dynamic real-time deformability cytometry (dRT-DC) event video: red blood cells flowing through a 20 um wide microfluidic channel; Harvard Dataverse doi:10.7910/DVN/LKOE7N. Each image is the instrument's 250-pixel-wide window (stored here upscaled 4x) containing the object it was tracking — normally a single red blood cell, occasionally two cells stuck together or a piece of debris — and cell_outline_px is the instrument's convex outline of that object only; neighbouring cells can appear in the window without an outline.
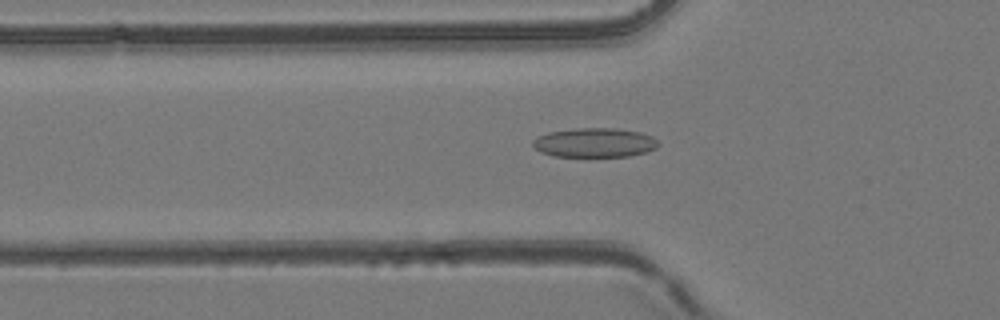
{"species": "common noctule bat (a hibernating species)", "species_latin": "Nyctalus noctula", "temperature_condition": "room temperature", "stored_images_in_passage": 49, "camera_frame_rate_fps": 3000, "um_per_image_px": 0.085, "animal": {"sex": "female", "body_mass_g": 24.6, "forearm_length_mm": 56.2}, "frame": {"image": 1, "passage_image": 14, "time_ms": 4.333, "image_size_px": [1000, 320], "cell_outline_px": [[660, 144], [656, 148], [644, 152], [628, 156], [584, 160], [552, 156], [540, 152], [532, 144], [532, 140], [536, 136], [548, 132], [576, 128], [616, 128], [640, 132], [652, 136]], "centroid_in_image_um": [50.48, 12.17], "position_along_channel_um": 75.3, "area_um2": 22.54}}
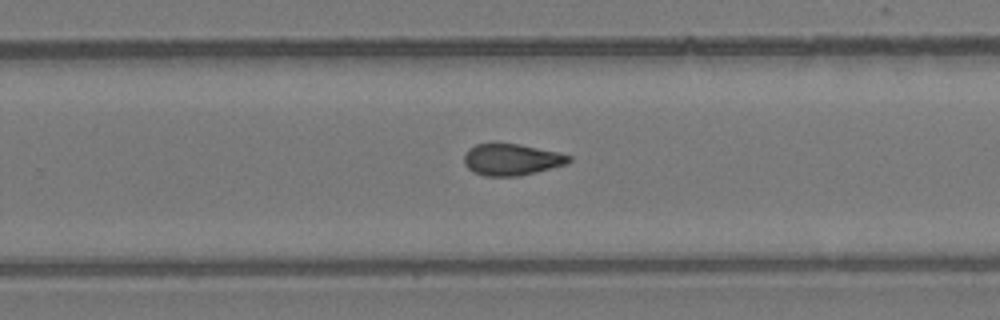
{"frame": {"image": 2, "passage_image": 30, "time_ms": 9.667, "image_size_px": [1000, 320], "cell_outline_px": [[572, 160], [568, 164], [520, 176], [484, 176], [472, 172], [464, 164], [464, 156], [468, 148], [476, 144], [520, 144], [556, 152], [572, 156]], "centroid_in_image_um": [43.48, 13.58], "position_along_channel_um": 286.3, "area_um2": 19.31}}
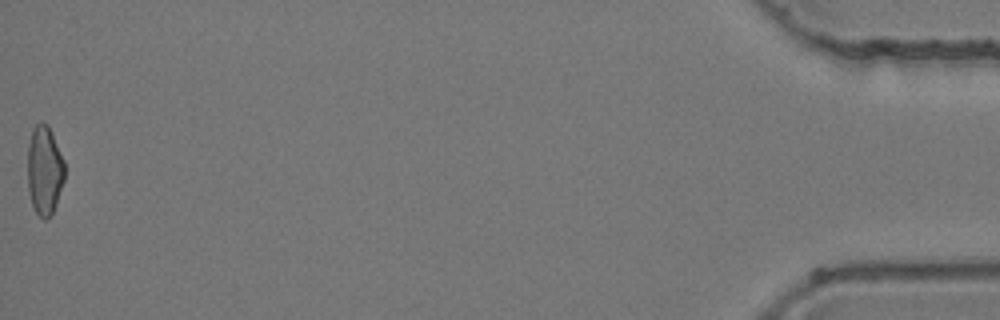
{"frame": {"image": 3, "passage_image": 49, "time_ms": 16.0, "image_size_px": [1000, 320], "cell_outline_px": [[64, 180], [56, 204], [52, 212], [44, 220], [36, 212], [32, 204], [28, 188], [28, 144], [32, 128], [36, 124], [48, 124], [64, 160]], "centroid_in_image_um": [3.78, 14.46], "position_along_channel_um": 431.4, "area_um2": 19.02}, "authors_computed_cell_mechanics": {"area_um2": 19.4208, "velocity_mm_per_s": 3.9397, "shape_relaxation_time_tau1_ms": null, "shape_relaxation_time_tau2_ms": 3.179, "deformation_change_tau1": null, "deformation_change_tau2": 0.1058}}